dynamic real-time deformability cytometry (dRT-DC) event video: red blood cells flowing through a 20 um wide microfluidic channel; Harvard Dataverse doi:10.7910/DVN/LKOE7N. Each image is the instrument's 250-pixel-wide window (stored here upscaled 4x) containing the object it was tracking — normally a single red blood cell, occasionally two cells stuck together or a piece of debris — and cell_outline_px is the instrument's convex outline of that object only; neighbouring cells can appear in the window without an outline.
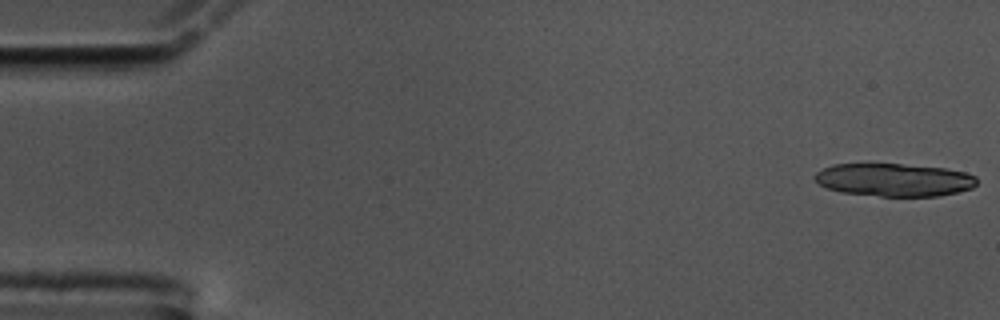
{"species": "common noctule bat (a hibernating species)", "species_latin": "Nyctalus noctula", "temperature_condition": "cold", "stored_images_in_passage": 16, "camera_frame_rate_fps": 3000, "um_per_image_px": 0.085, "animal": {"sex": "male", "body_mass_g": 17.5, "forearm_length_mm": 52.3}, "frame": {"image": 1, "passage_image": 1, "time_ms": 0.0, "image_size_px": [1000, 320], "cell_outline_px": [[976, 184], [972, 188], [940, 196], [880, 196], [840, 192], [828, 188], [820, 184], [812, 176], [816, 172], [832, 164], [900, 164], [944, 168], [964, 172], [976, 176]], "centroid_in_image_um": [75.98, 15.29], "position_along_channel_um": 9.0, "area_um2": 30.98}}